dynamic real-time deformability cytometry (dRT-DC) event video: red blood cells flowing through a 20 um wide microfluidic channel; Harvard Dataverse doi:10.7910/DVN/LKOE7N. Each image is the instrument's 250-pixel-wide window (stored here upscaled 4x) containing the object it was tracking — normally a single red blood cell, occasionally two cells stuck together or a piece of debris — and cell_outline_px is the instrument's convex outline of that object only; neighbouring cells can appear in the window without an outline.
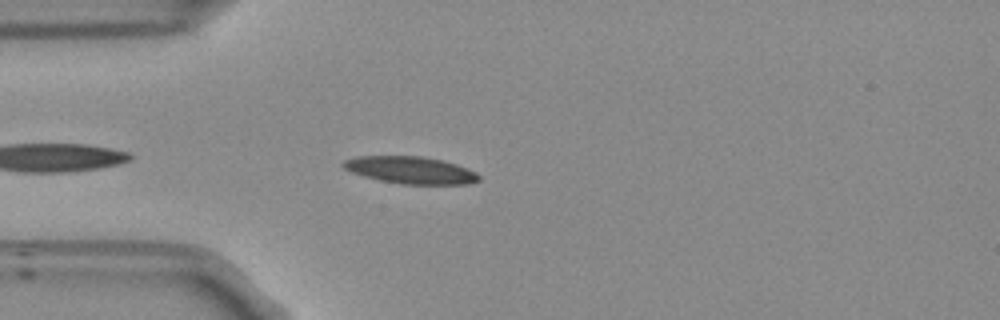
{"species": "Egyptian fruit bat (a non-hibernating species)", "species_latin": "Rousettus aegyptiacus", "temperature_condition": "room temperature", "stored_images_in_passage": 38, "camera_frame_rate_fps": 3000, "um_per_image_px": 0.085, "frame": {"image": 1, "passage_image": 5, "time_ms": 1.333, "image_size_px": [1000, 320], "cell_outline_px": [[480, 180], [468, 184], [400, 184], [380, 180], [364, 176], [352, 172], [344, 168], [340, 164], [344, 160], [356, 156], [420, 156], [444, 160], [468, 168], [476, 172], [480, 176]], "centroid_in_image_um": [34.91, 14.45], "position_along_channel_um": 50.1, "area_um2": 21.56}}
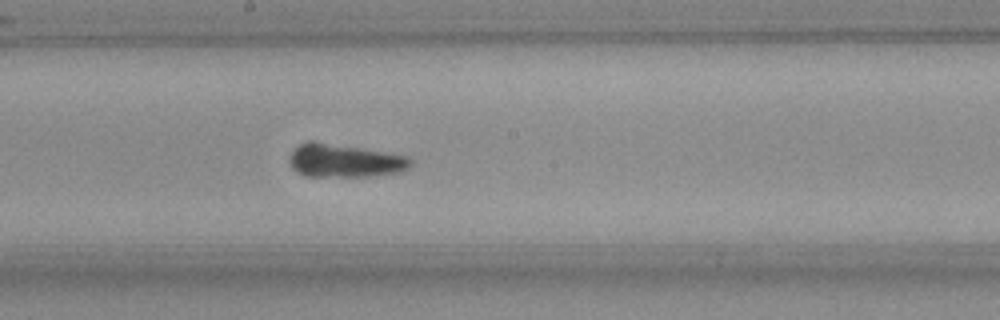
{"frame": {"image": 2, "passage_image": 19, "time_ms": 6.0, "image_size_px": [1000, 320], "cell_outline_px": [[412, 164], [408, 168], [400, 172], [372, 176], [308, 176], [292, 168], [288, 160], [288, 156], [296, 148], [304, 144], [324, 144], [356, 148], [384, 152], [408, 156], [412, 160]], "centroid_in_image_um": [29.36, 13.71], "position_along_channel_um": 218.8, "area_um2": 22.43}}
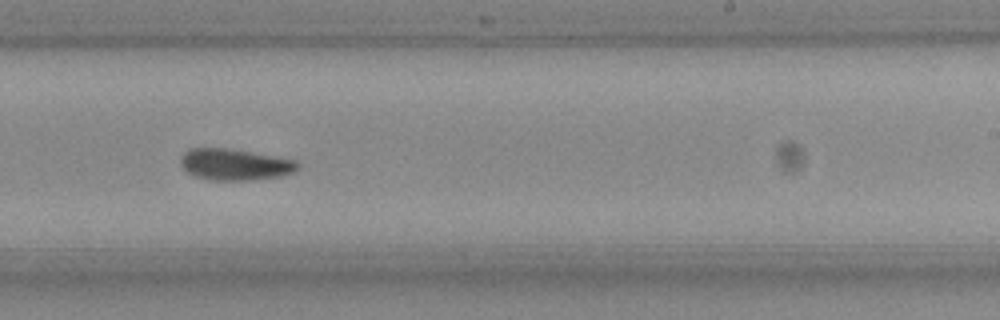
{"frame": {"image": 3, "passage_image": 23, "time_ms": 7.333, "image_size_px": [1000, 320], "cell_outline_px": [[300, 168], [296, 172], [284, 176], [248, 180], [212, 180], [196, 176], [188, 172], [180, 164], [180, 156], [184, 152], [192, 148], [228, 148], [296, 160], [300, 164]], "centroid_in_image_um": [20.0, 13.98], "position_along_channel_um": 269.0, "area_um2": 21.5}, "authors_computed_cell_mechanics": {"area_um2": 21.7906, "velocity_mm_per_s": 3.7832, "shape_relaxation_time_tau1_ms": 3.566, "shape_relaxation_time_tau2_ms": 4.3437, "deformation_change_tau1": 0.1281, "deformation_change_tau2": 0.1021}}